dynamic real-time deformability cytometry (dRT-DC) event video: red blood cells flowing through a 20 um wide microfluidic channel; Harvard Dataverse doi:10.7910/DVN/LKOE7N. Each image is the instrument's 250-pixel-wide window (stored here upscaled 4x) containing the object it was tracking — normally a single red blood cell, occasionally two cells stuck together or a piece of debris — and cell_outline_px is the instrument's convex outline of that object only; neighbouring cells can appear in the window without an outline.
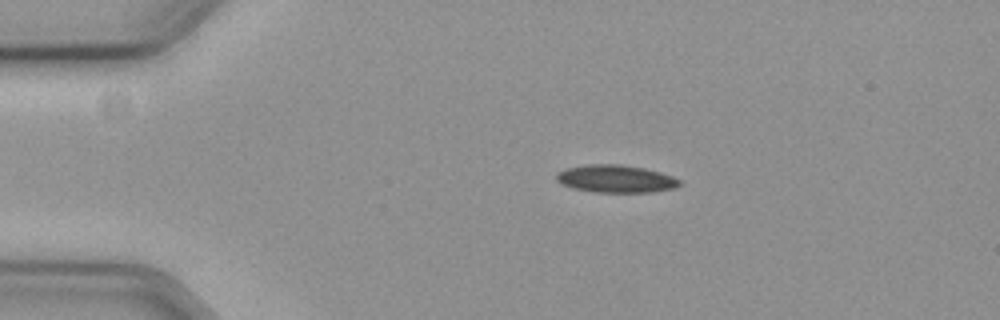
{"species": "common noctule bat (a hibernating species)", "species_latin": "Nyctalus noctula", "temperature_condition": "cold", "stored_images_in_passage": 57, "camera_frame_rate_fps": 3000, "um_per_image_px": 0.085, "animal": {"sex": "female", "body_mass_g": 19.3, "forearm_length_mm": 54.1}, "frame": {"image": 1, "passage_image": 11, "time_ms": 3.333, "image_size_px": [1000, 320], "cell_outline_px": [[684, 184], [672, 188], [652, 192], [596, 192], [572, 188], [556, 180], [556, 172], [568, 168], [588, 164], [620, 164], [644, 168], [660, 172], [672, 176], [680, 180]], "centroid_in_image_um": [52.36, 15.19], "position_along_channel_um": 32.6, "area_um2": 19.77}}
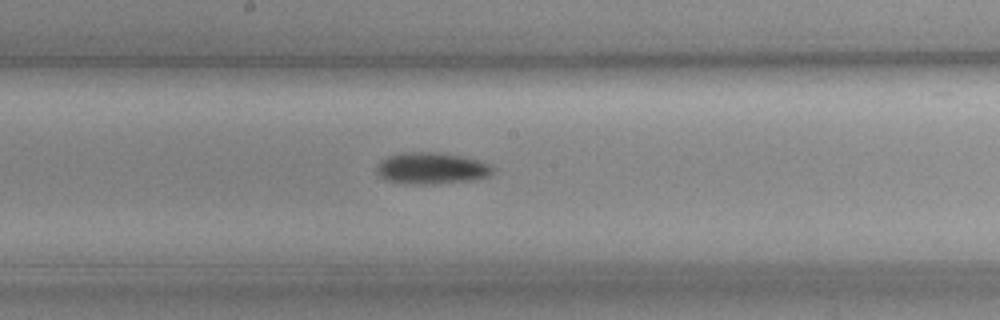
{"frame": {"image": 2, "passage_image": 30, "time_ms": 9.667, "image_size_px": [1000, 320], "cell_outline_px": [[496, 168], [488, 176], [476, 180], [432, 184], [404, 184], [384, 180], [376, 176], [376, 168], [380, 160], [388, 156], [404, 152], [440, 152], [464, 156], [480, 160]], "centroid_in_image_um": [36.65, 14.31], "position_along_channel_um": 211.5, "area_um2": 21.91}}
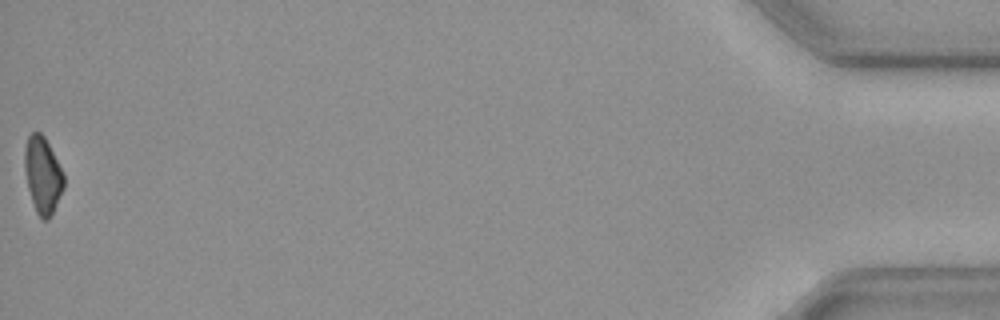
{"frame": {"image": 3, "passage_image": 57, "time_ms": 18.667, "image_size_px": [1000, 320], "cell_outline_px": [[64, 188], [48, 220], [40, 220], [36, 212], [28, 188], [24, 168], [24, 152], [28, 136], [32, 132], [40, 132], [44, 136], [64, 172]], "centroid_in_image_um": [3.63, 14.88], "position_along_channel_um": 431.6, "area_um2": 17.46}, "authors_computed_cell_mechanics": {"area_um2": 19.1318, "velocity_mm_per_s": 3.6102, "shape_relaxation_time_tau1_ms": 4.4678, "shape_relaxation_time_tau2_ms": null, "deformation_change_tau1": 0.0862, "deformation_change_tau2": null}}